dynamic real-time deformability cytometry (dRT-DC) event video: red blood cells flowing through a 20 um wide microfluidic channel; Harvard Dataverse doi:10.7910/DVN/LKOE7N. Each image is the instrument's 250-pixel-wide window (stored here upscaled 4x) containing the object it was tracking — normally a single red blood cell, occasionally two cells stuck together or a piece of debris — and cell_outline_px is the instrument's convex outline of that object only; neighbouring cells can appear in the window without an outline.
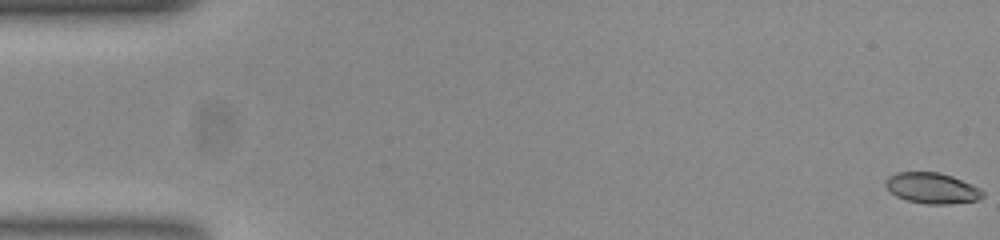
{"species": "common noctule bat (a hibernating species)", "species_latin": "Nyctalus noctula", "temperature_condition": "room temperature", "stored_images_in_passage": 56, "segment_of_instrument_passage": [1, 2], "camera_frame_rate_fps": 3000, "um_per_image_px": 0.085, "animal": {"sex": "female", "body_mass_g": 23.0, "forearm_length_mm": 53.4}, "frame": {"image": 1, "passage_image": 1, "time_ms": 0.0, "image_size_px": [1000, 240], "cell_outline_px": [[984, 196], [976, 200], [948, 204], [928, 204], [908, 200], [896, 196], [884, 184], [884, 180], [888, 176], [896, 172], [940, 172], [952, 176], [972, 184], [980, 188], [984, 192]], "centroid_in_image_um": [79.22, 15.98], "position_along_channel_um": 5.8, "area_um2": 17.4}}
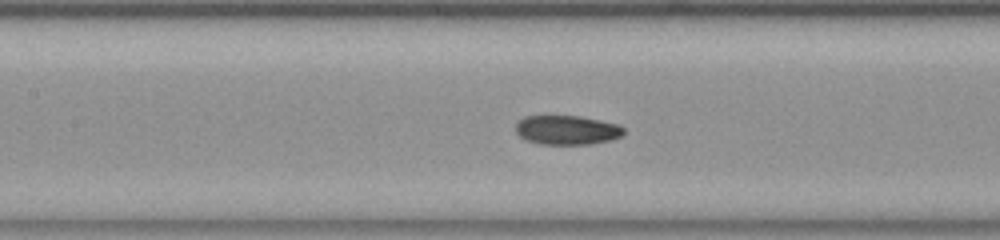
{"frame": {"image": 2, "passage_image": 25, "time_ms": 8.0, "image_size_px": [1000, 240], "cell_outline_px": [[624, 132], [620, 136], [608, 140], [588, 144], [540, 144], [528, 140], [520, 136], [516, 132], [516, 124], [524, 116], [580, 116], [616, 124], [624, 128]], "centroid_in_image_um": [48.16, 11.05], "position_along_channel_um": 159.2, "area_um2": 18.09}}
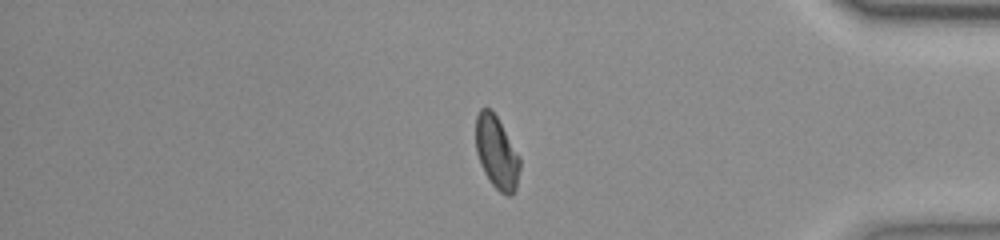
{"frame": {"image": 3, "passage_image": 46, "time_ms": 15.0, "image_size_px": [1000, 240], "cell_outline_px": [[520, 168], [516, 188], [508, 196], [500, 192], [492, 184], [484, 172], [476, 152], [476, 116], [480, 108], [488, 108], [496, 116], [520, 160]], "centroid_in_image_um": [42.19, 12.98], "position_along_channel_um": 393.0, "area_um2": 18.09}}